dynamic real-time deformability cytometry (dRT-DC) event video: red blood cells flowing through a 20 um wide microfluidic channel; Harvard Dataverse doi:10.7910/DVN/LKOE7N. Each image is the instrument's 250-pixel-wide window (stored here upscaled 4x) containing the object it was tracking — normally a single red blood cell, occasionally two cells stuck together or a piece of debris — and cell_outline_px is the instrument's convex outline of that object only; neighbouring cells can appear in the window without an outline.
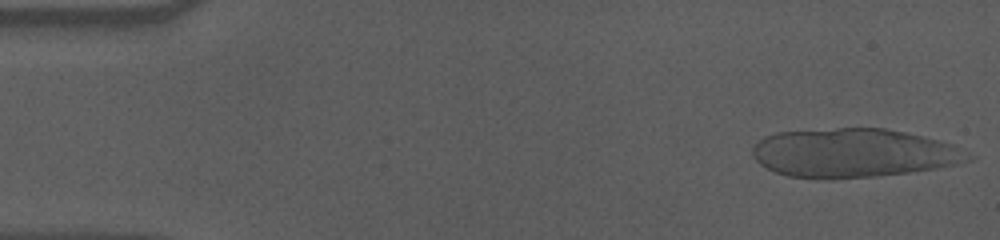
{"species": "human", "species_latin": "Homo sapiens", "temperature_condition": "cold", "stored_images_in_passage": 16, "camera_frame_rate_fps": 3000, "um_per_image_px": 0.085, "donor": {"sex": "male"}, "frame": {"image": 1, "passage_image": 1, "time_ms": 0.0, "image_size_px": [1000, 240], "cell_outline_px": [[976, 156], [972, 160], [956, 164], [936, 168], [908, 172], [876, 176], [832, 180], [788, 176], [776, 172], [760, 164], [752, 156], [752, 148], [764, 136], [776, 132], [836, 128], [884, 128], [904, 132], [952, 144]], "centroid_in_image_um": [72.53, 13.01], "position_along_channel_um": 12.5, "area_um2": 61.5}}